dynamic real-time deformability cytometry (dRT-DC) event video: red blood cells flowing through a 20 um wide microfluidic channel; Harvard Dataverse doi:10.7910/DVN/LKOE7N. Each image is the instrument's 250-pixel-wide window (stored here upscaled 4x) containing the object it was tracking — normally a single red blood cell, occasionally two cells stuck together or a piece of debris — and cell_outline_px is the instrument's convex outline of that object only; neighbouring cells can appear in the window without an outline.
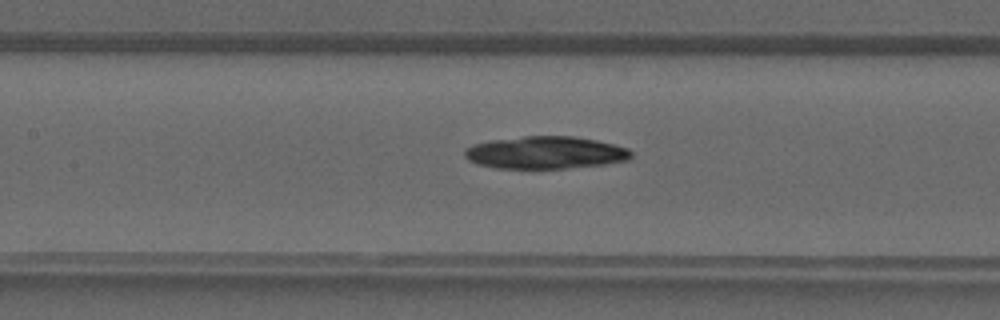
{"species": "common noctule bat (a hibernating species)", "species_latin": "Nyctalus noctula", "temperature_condition": "warm", "stored_images_in_passage": 41, "camera_frame_rate_fps": 3000, "um_per_image_px": 0.085, "animal": {"sex": "male", "forearm_length_mm": 52.5}, "frame": {"image": 1, "passage_image": 19, "time_ms": 6.0, "image_size_px": [1000, 320], "cell_outline_px": [[632, 156], [628, 160], [604, 164], [564, 168], [496, 168], [476, 164], [468, 160], [464, 156], [464, 148], [472, 144], [492, 140], [524, 136], [572, 136], [596, 140], [628, 148], [632, 152]], "centroid_in_image_um": [46.32, 12.97], "position_along_channel_um": 161.1, "area_um2": 31.5}}
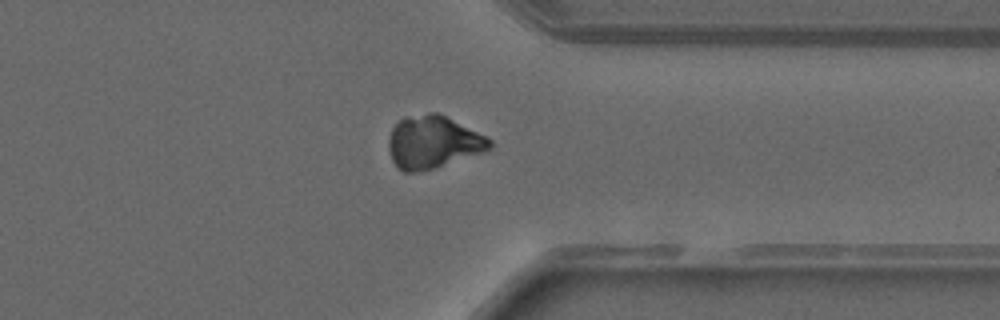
{"frame": {"image": 2, "passage_image": 32, "time_ms": 10.333, "image_size_px": [1000, 320], "cell_outline_px": [[492, 144], [484, 152], [432, 168], [416, 172], [404, 172], [396, 168], [392, 160], [388, 148], [388, 140], [392, 128], [404, 116], [428, 112], [436, 112], [488, 136], [492, 140]], "centroid_in_image_um": [36.78, 12.07], "position_along_channel_um": 374.6, "area_um2": 30.98}}
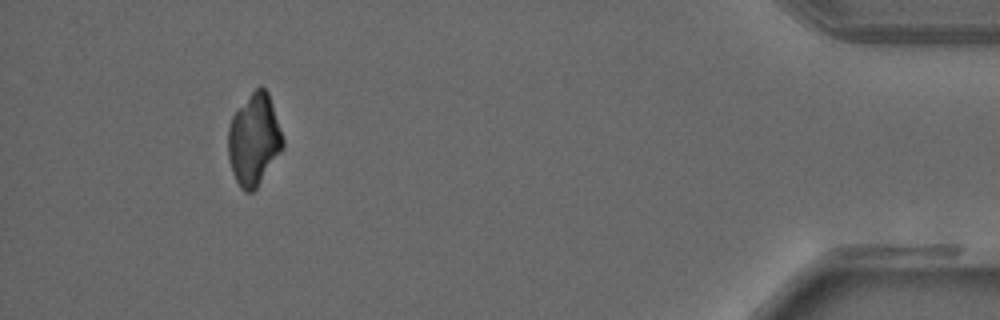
{"frame": {"image": 3, "passage_image": 38, "time_ms": 12.333, "image_size_px": [1000, 320], "cell_outline_px": [[284, 148], [256, 188], [252, 192], [244, 192], [240, 188], [232, 172], [228, 156], [228, 128], [232, 116], [252, 92], [260, 84], [268, 92], [284, 140]], "centroid_in_image_um": [21.59, 11.89], "position_along_channel_um": 413.6, "area_um2": 29.07}}